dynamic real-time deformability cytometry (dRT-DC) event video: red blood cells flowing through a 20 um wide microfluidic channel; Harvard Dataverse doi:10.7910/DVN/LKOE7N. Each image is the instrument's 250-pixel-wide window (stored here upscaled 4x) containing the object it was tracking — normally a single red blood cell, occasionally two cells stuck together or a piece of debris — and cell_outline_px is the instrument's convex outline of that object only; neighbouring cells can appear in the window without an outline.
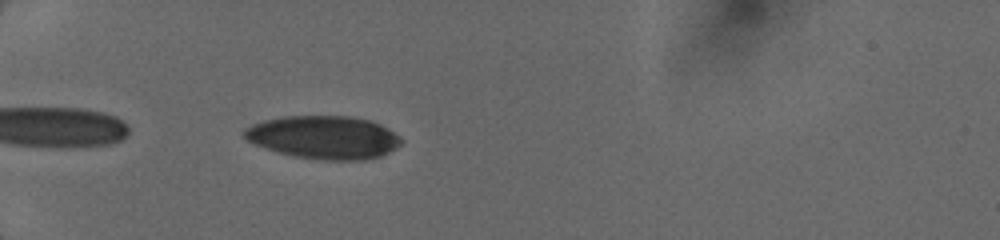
{"species": "human", "species_latin": "Homo sapiens", "temperature_condition": "cold", "stored_images_in_passage": 6, "camera_frame_rate_fps": 3000, "um_per_image_px": 0.085, "donor": {"sex": "female"}, "frame": {"image": 1, "passage_image": 1, "time_ms": 0.0, "image_size_px": [1000, 240], "cell_outline_px": [[404, 140], [396, 148], [380, 156], [368, 160], [324, 160], [296, 156], [280, 152], [256, 144], [248, 140], [240, 132], [244, 128], [252, 124], [264, 120], [280, 116], [348, 116], [372, 120], [388, 128], [400, 136]], "centroid_in_image_um": [27.55, 11.66], "position_along_channel_um": 57.4, "area_um2": 39.48}}
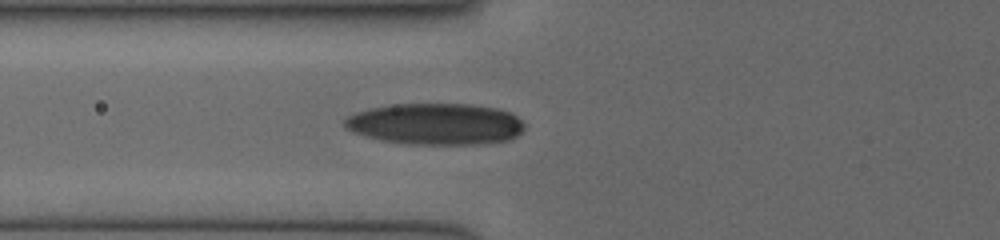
{"frame": {"image": 2, "passage_image": 4, "time_ms": 1.333, "image_size_px": [1000, 240], "cell_outline_px": [[524, 128], [516, 136], [508, 140], [488, 144], [408, 144], [384, 140], [368, 136], [356, 132], [348, 128], [344, 124], [344, 120], [348, 116], [356, 112], [372, 108], [396, 104], [468, 104], [496, 108], [508, 112], [516, 116], [524, 124]], "centroid_in_image_um": [37.07, 10.54], "position_along_channel_um": 88.7, "area_um2": 43.0}}
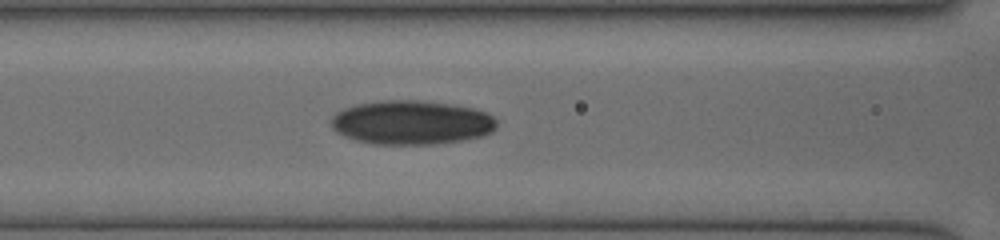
{"frame": {"image": 3, "passage_image": 6, "time_ms": 2.333, "image_size_px": [1000, 240], "cell_outline_px": [[496, 128], [492, 132], [484, 136], [464, 140], [432, 144], [372, 144], [356, 140], [344, 136], [336, 132], [332, 128], [332, 116], [336, 112], [344, 108], [356, 104], [384, 100], [416, 100], [448, 104], [472, 108], [484, 112], [492, 116], [496, 120]], "centroid_in_image_um": [34.96, 10.42], "position_along_channel_um": 131.6, "area_um2": 42.48}}